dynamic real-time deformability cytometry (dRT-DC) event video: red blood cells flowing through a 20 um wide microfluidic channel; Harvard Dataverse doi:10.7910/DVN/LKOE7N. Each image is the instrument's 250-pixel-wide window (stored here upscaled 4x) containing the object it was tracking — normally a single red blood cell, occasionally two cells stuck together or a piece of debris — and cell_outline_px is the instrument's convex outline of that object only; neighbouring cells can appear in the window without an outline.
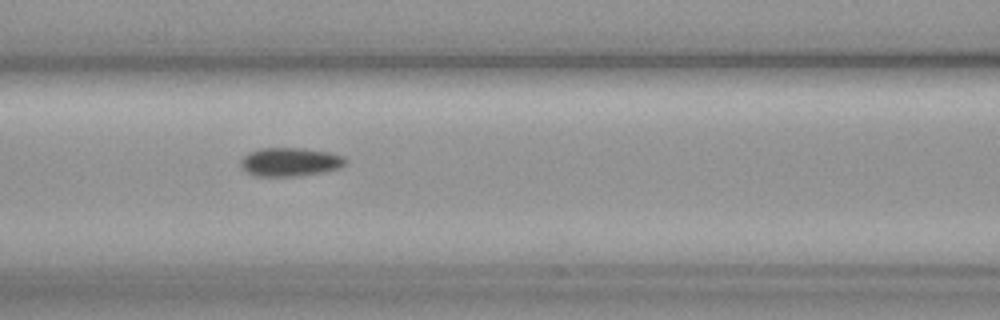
{"species": "common noctule bat (a hibernating species)", "species_latin": "Nyctalus noctula", "temperature_condition": "cold", "stored_images_in_passage": 31, "camera_frame_rate_fps": 3000, "um_per_image_px": 0.085, "animal": {"sex": "female", "body_mass_g": 19.3, "forearm_length_mm": 54.1}, "frame": {"image": 1, "passage_image": 9, "time_ms": 2.667, "image_size_px": [1000, 320], "cell_outline_px": [[344, 164], [336, 168], [320, 172], [296, 176], [256, 176], [248, 172], [240, 164], [240, 160], [248, 152], [260, 148], [300, 148], [328, 152], [344, 156]], "centroid_in_image_um": [24.59, 13.75], "position_along_channel_um": 142.0, "area_um2": 17.11}}
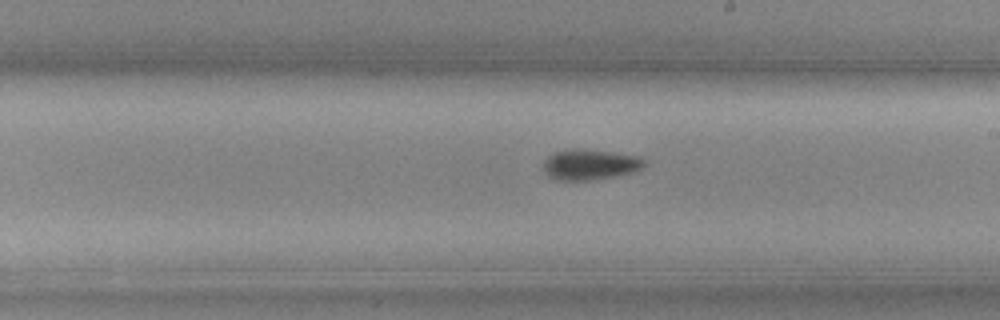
{"frame": {"image": 2, "passage_image": 17, "time_ms": 5.333, "image_size_px": [1000, 320], "cell_outline_px": [[644, 164], [640, 168], [632, 172], [612, 176], [588, 180], [556, 180], [548, 176], [544, 172], [544, 160], [548, 156], [556, 152], [572, 148], [576, 148], [612, 152], [636, 156], [644, 160]], "centroid_in_image_um": [50.08, 13.98], "position_along_channel_um": 238.9, "area_um2": 17.63}}
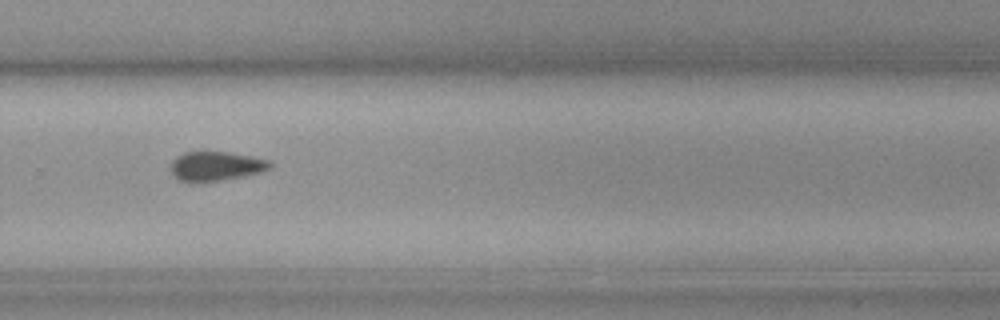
{"frame": {"image": 3, "passage_image": 23, "time_ms": 7.333, "image_size_px": [1000, 320], "cell_outline_px": [[272, 168], [260, 172], [244, 176], [220, 180], [192, 184], [180, 180], [172, 172], [172, 160], [176, 156], [184, 152], [228, 152], [252, 156], [268, 160], [272, 164]], "centroid_in_image_um": [18.36, 14.13], "position_along_channel_um": 311.4, "area_um2": 17.05}}